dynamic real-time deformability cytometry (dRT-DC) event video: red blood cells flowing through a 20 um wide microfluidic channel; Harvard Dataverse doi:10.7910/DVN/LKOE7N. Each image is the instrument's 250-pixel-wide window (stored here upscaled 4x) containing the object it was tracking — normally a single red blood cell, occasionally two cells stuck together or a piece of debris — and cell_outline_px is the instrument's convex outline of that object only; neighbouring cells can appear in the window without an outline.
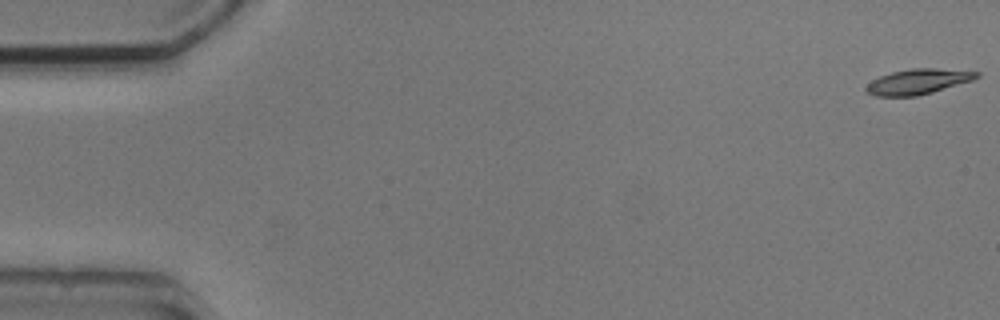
{"species": "common noctule bat (a hibernating species)", "species_latin": "Nyctalus noctula", "temperature_condition": "cold", "stored_images_in_passage": 5, "camera_frame_rate_fps": 3000, "um_per_image_px": 0.085, "animal": {"sex": "male", "body_mass_g": 20.5, "forearm_length_mm": 52.5}, "frame": {"image": 1, "passage_image": 1, "time_ms": 0.0, "image_size_px": [1000, 320], "cell_outline_px": [[980, 76], [972, 80], [932, 92], [916, 96], [876, 96], [868, 92], [864, 88], [872, 80], [880, 76], [892, 72], [912, 68], [936, 68], [980, 72]], "centroid_in_image_um": [78.03, 6.93], "position_along_channel_um": 7.0, "area_um2": 16.07}}
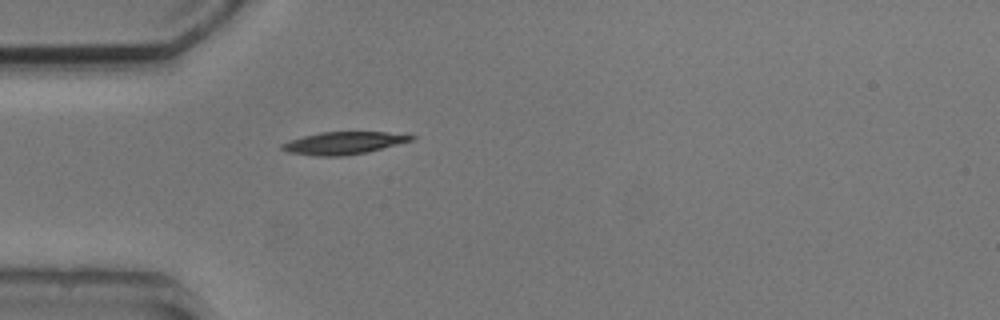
{"frame": {"image": 2, "passage_image": 5, "time_ms": 5.0, "image_size_px": [1000, 320], "cell_outline_px": [[416, 136], [412, 140], [368, 152], [340, 156], [316, 156], [288, 152], [280, 148], [280, 144], [288, 140], [320, 132], [384, 132]], "centroid_in_image_um": [29.14, 12.16], "position_along_channel_um": 55.9, "area_um2": 16.76}}